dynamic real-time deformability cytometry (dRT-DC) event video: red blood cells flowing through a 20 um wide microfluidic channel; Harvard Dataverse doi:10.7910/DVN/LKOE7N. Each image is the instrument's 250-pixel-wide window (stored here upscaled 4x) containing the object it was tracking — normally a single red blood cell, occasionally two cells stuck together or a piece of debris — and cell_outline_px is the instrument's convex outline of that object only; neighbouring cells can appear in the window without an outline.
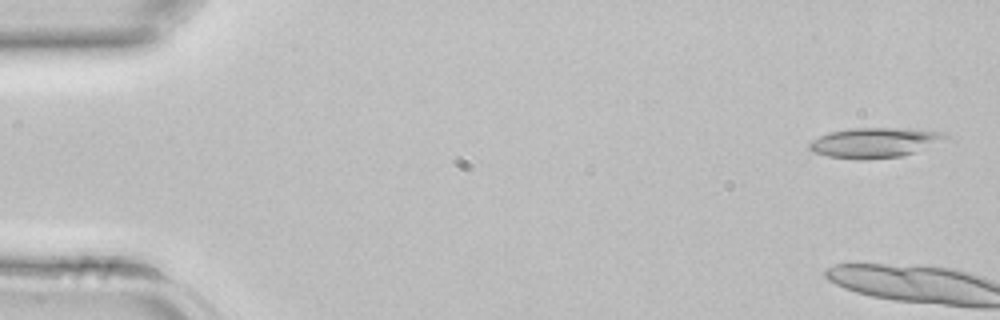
{"species": "common noctule bat (a hibernating species)", "species_latin": "Nyctalus noctula", "temperature_condition": "room temperature", "stored_images_in_passage": 4, "camera_frame_rate_fps": 3000, "um_per_image_px": 0.085, "animal": {"sex": "female", "body_mass_g": 22.7, "forearm_length_mm": 54.2}, "frame": {"image": 1, "passage_image": 2, "time_ms": 0.333, "image_size_px": [1000, 320], "cell_outline_px": [[956, 140], [904, 156], [864, 160], [860, 160], [828, 156], [812, 152], [808, 148], [808, 144], [812, 140], [820, 136], [832, 132], [852, 128], [912, 128], [940, 132], [952, 136]], "centroid_in_image_um": [74.53, 12.13], "position_along_channel_um": 10.5, "area_um2": 24.68}}